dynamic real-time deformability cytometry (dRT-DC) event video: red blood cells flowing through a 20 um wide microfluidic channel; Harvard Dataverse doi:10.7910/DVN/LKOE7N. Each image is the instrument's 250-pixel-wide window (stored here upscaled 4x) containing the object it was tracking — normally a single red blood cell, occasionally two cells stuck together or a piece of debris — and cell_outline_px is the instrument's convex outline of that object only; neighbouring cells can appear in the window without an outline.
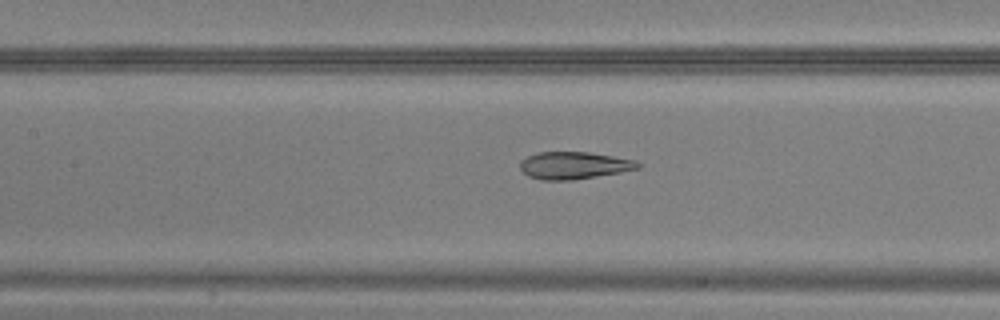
{"species": "common noctule bat (a hibernating species)", "species_latin": "Nyctalus noctula", "temperature_condition": "warm", "stored_images_in_passage": 49, "camera_frame_rate_fps": 3000, "um_per_image_px": 0.085, "animal": {"sex": "male", "body_mass_g": 20.5, "forearm_length_mm": 52.5}, "frame": {"image": 1, "passage_image": 23, "time_ms": 7.333, "image_size_px": [1000, 320], "cell_outline_px": [[640, 168], [620, 172], [572, 180], [540, 180], [528, 176], [520, 168], [520, 160], [536, 152], [588, 152], [636, 160], [640, 164]], "centroid_in_image_um": [48.76, 14.06], "position_along_channel_um": 158.6, "area_um2": 18.67}}
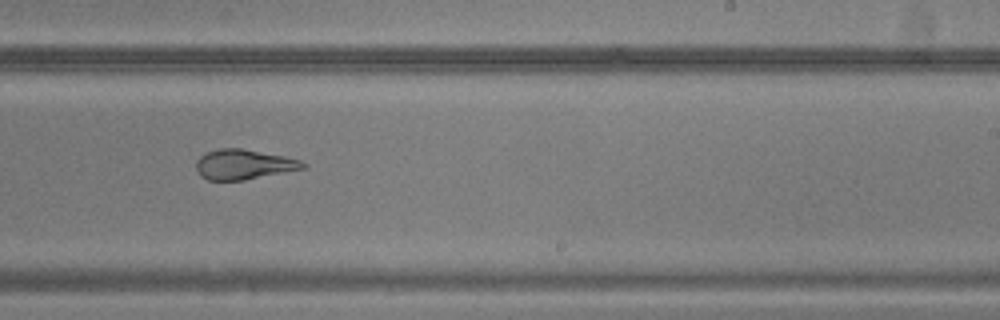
{"frame": {"image": 2, "passage_image": 31, "time_ms": 10.0, "image_size_px": [1000, 320], "cell_outline_px": [[308, 164], [304, 168], [244, 180], [208, 180], [200, 176], [196, 168], [196, 160], [200, 156], [208, 152], [220, 148], [240, 148], [284, 156], [300, 160]], "centroid_in_image_um": [20.69, 13.98], "position_along_channel_um": 268.3, "area_um2": 18.5}}
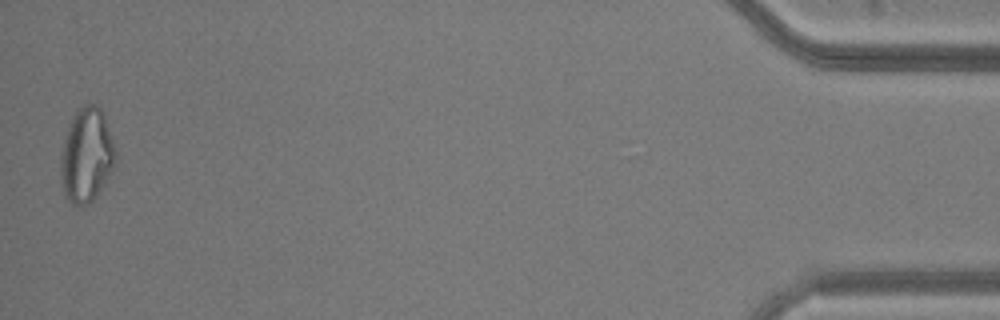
{"frame": {"image": 3, "passage_image": 49, "time_ms": 16.0, "image_size_px": [1000, 320], "cell_outline_px": [[116, 168], [96, 196], [88, 204], [72, 204], [64, 196], [60, 180], [60, 152], [72, 116], [76, 108], [84, 104], [100, 104], [104, 112], [116, 152]], "centroid_in_image_um": [7.36, 13.17], "position_along_channel_um": 427.8, "area_um2": 30.87}}